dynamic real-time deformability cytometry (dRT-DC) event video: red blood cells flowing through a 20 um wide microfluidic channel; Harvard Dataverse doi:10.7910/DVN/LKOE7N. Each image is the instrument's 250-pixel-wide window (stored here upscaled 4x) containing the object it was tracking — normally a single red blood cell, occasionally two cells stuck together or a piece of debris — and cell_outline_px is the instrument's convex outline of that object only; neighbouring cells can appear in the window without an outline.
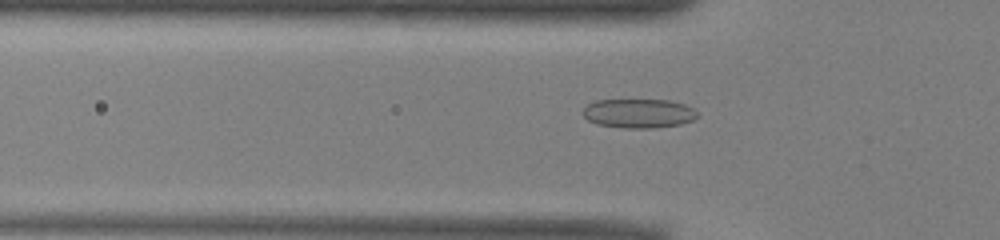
{"species": "common noctule bat (a hibernating species)", "species_latin": "Nyctalus noctula", "temperature_condition": "warm", "stored_images_in_passage": 46, "camera_frame_rate_fps": 3000, "um_per_image_px": 0.085, "animal": {"sex": "male", "body_mass_g": 13.0, "forearm_length_mm": 53.1}, "frame": {"image": 1, "passage_image": 16, "time_ms": 5.0, "image_size_px": [1000, 240], "cell_outline_px": [[700, 116], [692, 120], [680, 124], [656, 128], [624, 128], [596, 124], [588, 120], [580, 112], [588, 104], [596, 100], [668, 100], [684, 104], [692, 108]], "centroid_in_image_um": [54.27, 9.64], "position_along_channel_um": 71.5, "area_um2": 19.54}}
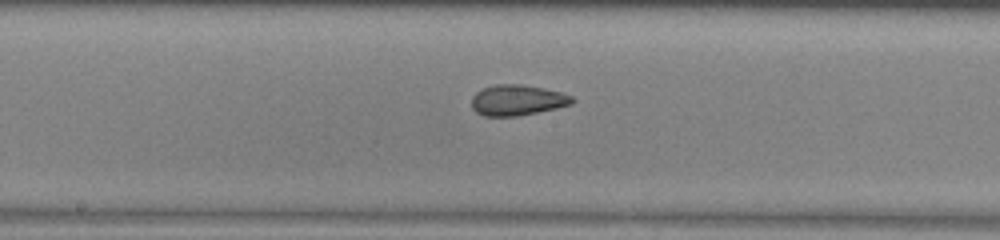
{"frame": {"image": 2, "passage_image": 26, "time_ms": 8.333, "image_size_px": [1000, 240], "cell_outline_px": [[576, 100], [572, 104], [556, 108], [516, 116], [484, 116], [476, 112], [472, 108], [472, 96], [476, 92], [484, 88], [496, 84], [520, 84], [544, 88], [560, 92], [572, 96]], "centroid_in_image_um": [43.97, 8.51], "position_along_channel_um": 204.2, "area_um2": 17.92}}
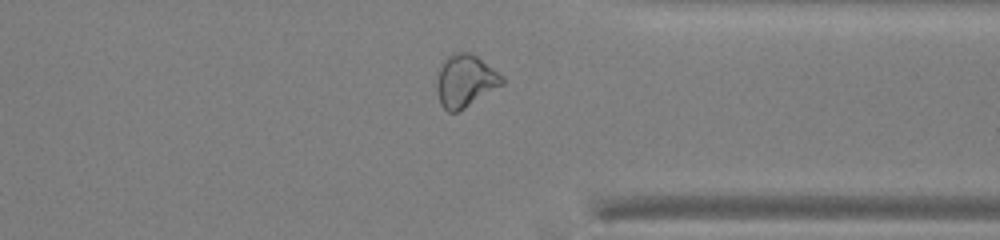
{"frame": {"image": 3, "passage_image": 39, "time_ms": 12.667, "image_size_px": [1000, 240], "cell_outline_px": [[504, 84], [464, 108], [456, 112], [448, 112], [440, 104], [436, 92], [436, 80], [440, 68], [444, 60], [448, 56], [456, 52], [468, 52], [476, 56], [504, 76]], "centroid_in_image_um": [39.53, 6.88], "position_along_channel_um": 371.9, "area_um2": 19.88}, "authors_computed_cell_mechanics": {"area_um2": 19.5075, "velocity_mm_per_s": 3.9665, "shape_relaxation_time_tau1_ms": null, "shape_relaxation_time_tau2_ms": 2.1322, "deformation_change_tau1": null, "deformation_change_tau2": 0.0855}}